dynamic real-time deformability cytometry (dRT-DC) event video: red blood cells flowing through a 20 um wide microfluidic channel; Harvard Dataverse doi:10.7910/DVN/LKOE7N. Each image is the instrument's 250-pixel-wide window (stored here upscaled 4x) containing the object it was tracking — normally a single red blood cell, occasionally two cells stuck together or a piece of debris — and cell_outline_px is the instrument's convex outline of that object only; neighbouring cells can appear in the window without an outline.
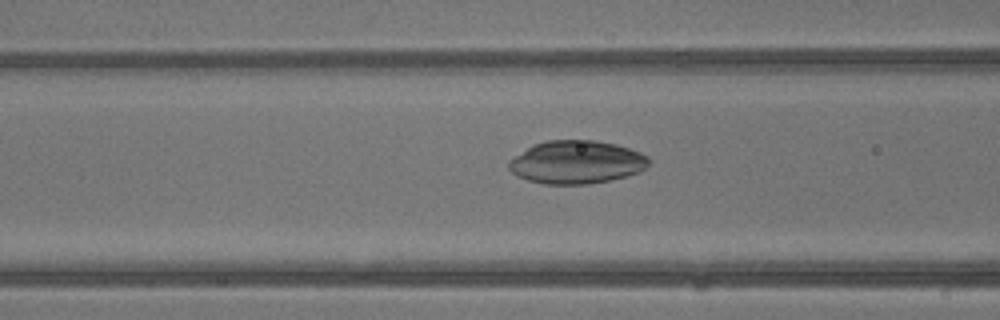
{"species": "common noctule bat (a hibernating species)", "species_latin": "Nyctalus noctula", "temperature_condition": "warm", "stored_images_in_passage": 7, "camera_frame_rate_fps": 3000, "um_per_image_px": 0.085, "animal": {"sex": "male", "body_mass_g": 13.3}, "frame": {"image": 1, "passage_image": 5, "time_ms": 1.333, "image_size_px": [1000, 320], "cell_outline_px": [[652, 160], [640, 172], [628, 176], [612, 180], [588, 184], [544, 184], [528, 180], [516, 176], [508, 168], [508, 160], [532, 144], [548, 140], [596, 140], [616, 144], [640, 152], [648, 156]], "centroid_in_image_um": [49.0, 13.78], "position_along_channel_um": 117.6, "area_um2": 35.55}}